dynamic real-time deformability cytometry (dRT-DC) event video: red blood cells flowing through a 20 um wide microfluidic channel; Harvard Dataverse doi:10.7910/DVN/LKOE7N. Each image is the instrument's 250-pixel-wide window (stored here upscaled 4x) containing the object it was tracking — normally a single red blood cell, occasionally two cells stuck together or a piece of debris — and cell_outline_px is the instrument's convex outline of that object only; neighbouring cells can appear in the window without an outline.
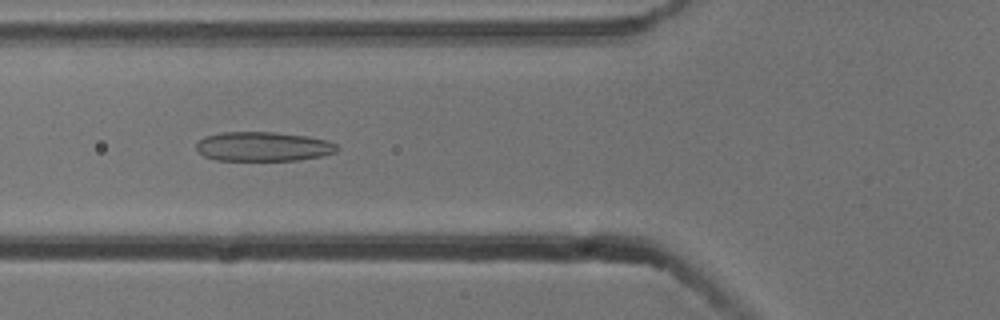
{"species": "common noctule bat (a hibernating species)", "species_latin": "Nyctalus noctula", "temperature_condition": "cold", "stored_images_in_passage": 54, "camera_frame_rate_fps": 3000, "um_per_image_px": 0.085, "animal": {"sex": "male", "body_mass_g": 13.3}, "frame": {"image": 1, "passage_image": 20, "time_ms": 6.333, "image_size_px": [1000, 320], "cell_outline_px": [[340, 148], [336, 152], [320, 156], [296, 160], [216, 160], [204, 156], [196, 148], [196, 144], [204, 136], [220, 132], [272, 132], [308, 136], [328, 140], [336, 144]], "centroid_in_image_um": [22.38, 12.45], "position_along_channel_um": 103.4, "area_um2": 24.1}}
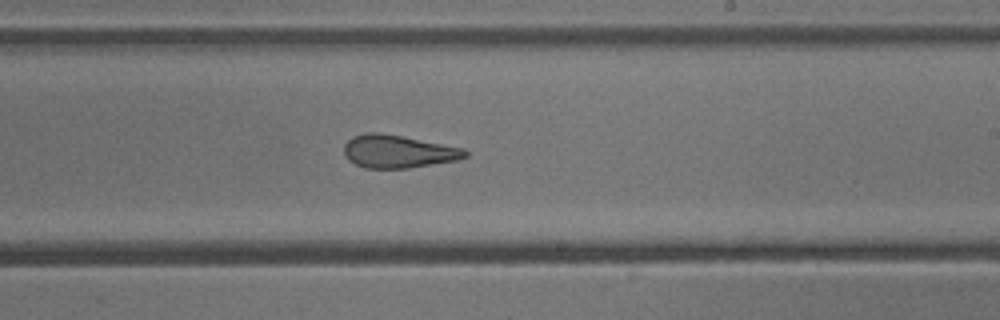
{"frame": {"image": 2, "passage_image": 32, "time_ms": 10.333, "image_size_px": [1000, 320], "cell_outline_px": [[468, 156], [456, 160], [408, 168], [364, 168], [348, 160], [344, 152], [344, 144], [352, 136], [364, 132], [380, 132], [464, 148], [468, 152]], "centroid_in_image_um": [33.81, 12.87], "position_along_channel_um": 255.2, "area_um2": 23.18}}
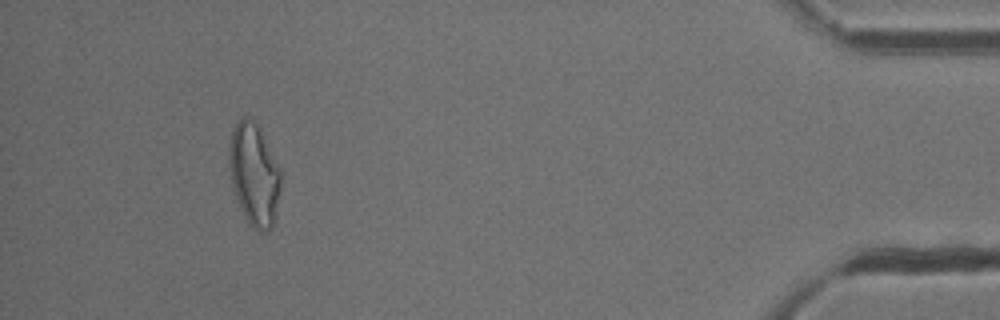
{"frame": {"image": 3, "passage_image": 50, "time_ms": 16.333, "image_size_px": [1000, 320], "cell_outline_px": [[284, 172], [272, 228], [268, 232], [260, 232], [252, 228], [248, 224], [244, 216], [232, 188], [228, 164], [228, 148], [232, 132], [236, 124], [244, 116], [252, 120], [260, 128]], "centroid_in_image_um": [21.63, 14.85], "position_along_channel_um": 413.6, "area_um2": 31.5}, "authors_computed_cell_mechanics": {"area_um2": 25.9811, "velocity_mm_per_s": 3.7852, "shape_relaxation_time_tau1_ms": 8.5201, "shape_relaxation_time_tau2_ms": 1.7241, "deformation_change_tau1": 0.2107, "deformation_change_tau2": 0.1152}}